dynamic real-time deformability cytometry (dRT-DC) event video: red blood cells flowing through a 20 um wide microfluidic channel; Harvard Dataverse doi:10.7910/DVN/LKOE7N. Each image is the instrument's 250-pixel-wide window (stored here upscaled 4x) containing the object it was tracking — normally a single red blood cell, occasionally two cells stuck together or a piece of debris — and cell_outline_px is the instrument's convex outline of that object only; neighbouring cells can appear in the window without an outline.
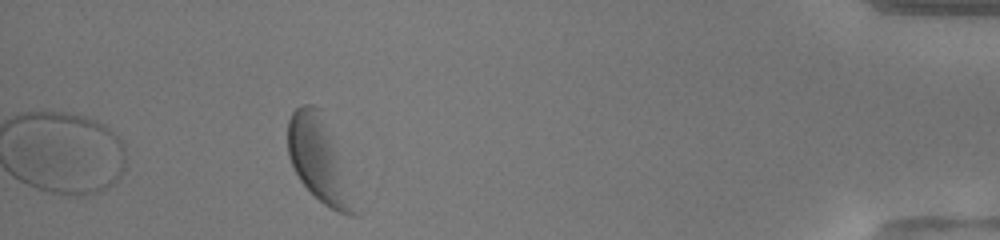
{"species": "human", "species_latin": "Homo sapiens", "temperature_condition": "warm", "stored_images_in_passage": 43, "segment_of_instrument_passage": [2, 2], "camera_frame_rate_fps": 3000, "um_per_image_px": 0.085, "donor": {"sex": "female"}, "frame": {"image": 1, "passage_image": 43, "time_ms": 14.0, "image_size_px": [1000, 240], "cell_outline_px": [[364, 212], [356, 216], [352, 216], [340, 212], [324, 204], [300, 180], [288, 156], [288, 120], [292, 112], [296, 108], [304, 104], [312, 104], [324, 108]], "centroid_in_image_um": [27.28, 13.58], "position_along_channel_um": 407.9, "area_um2": 34.97}}